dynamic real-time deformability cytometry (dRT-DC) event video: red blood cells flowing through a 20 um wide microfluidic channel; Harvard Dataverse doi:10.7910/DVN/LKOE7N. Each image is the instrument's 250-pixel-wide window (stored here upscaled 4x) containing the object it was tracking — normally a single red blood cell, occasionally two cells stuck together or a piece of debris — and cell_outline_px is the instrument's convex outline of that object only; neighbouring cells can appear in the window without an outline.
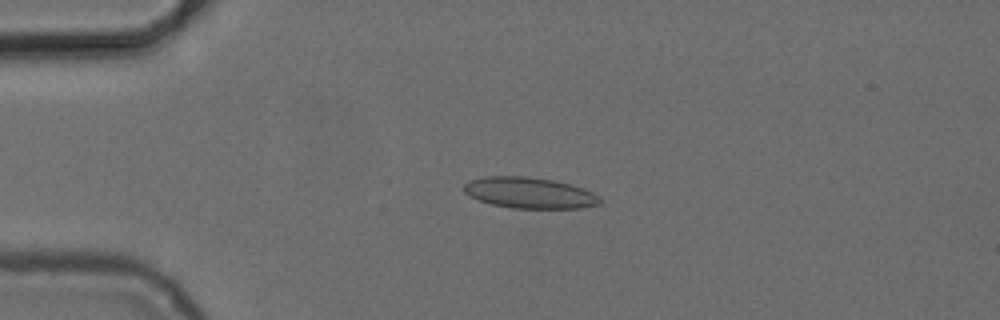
{"species": "common noctule bat (a hibernating species)", "species_latin": "Nyctalus noctula", "temperature_condition": "cold", "stored_images_in_passage": 4, "camera_frame_rate_fps": 3000, "um_per_image_px": 0.085, "animal": {"sex": "female", "body_mass_g": 24.6, "forearm_length_mm": 56.2}, "frame": {"image": 1, "passage_image": 3, "time_ms": 2.333, "image_size_px": [1000, 320], "cell_outline_px": [[604, 200], [600, 204], [580, 208], [512, 208], [492, 204], [480, 200], [464, 192], [464, 184], [468, 180], [484, 176], [528, 176], [556, 180], [584, 188], [600, 196]], "centroid_in_image_um": [45.05, 16.38], "position_along_channel_um": 40.0, "area_um2": 24.8}}